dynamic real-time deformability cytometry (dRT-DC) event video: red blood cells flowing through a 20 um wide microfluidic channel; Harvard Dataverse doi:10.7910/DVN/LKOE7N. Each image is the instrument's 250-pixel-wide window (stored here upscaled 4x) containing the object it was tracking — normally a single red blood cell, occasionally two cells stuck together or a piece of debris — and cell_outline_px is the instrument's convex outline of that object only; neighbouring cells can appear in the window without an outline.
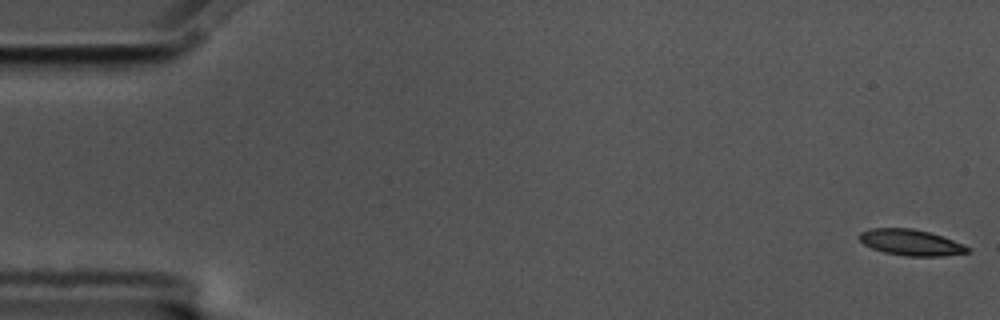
{"species": "common noctule bat (a hibernating species)", "species_latin": "Nyctalus noctula", "temperature_condition": "cold", "stored_images_in_passage": 17, "camera_frame_rate_fps": 3000, "um_per_image_px": 0.085, "animal": {"sex": "male", "body_mass_g": 17.5, "forearm_length_mm": 52.3}, "frame": {"image": 1, "passage_image": 1, "time_ms": 0.0, "image_size_px": [1000, 320], "cell_outline_px": [[972, 252], [944, 256], [904, 256], [884, 252], [872, 248], [864, 244], [856, 236], [860, 232], [872, 228], [912, 228], [928, 232], [964, 244], [972, 248]], "centroid_in_image_um": [77.44, 20.62], "position_along_channel_um": 7.6, "area_um2": 16.53}}
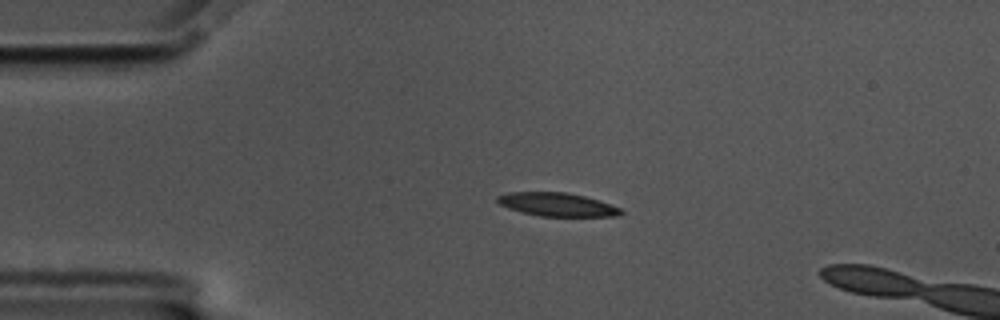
{"frame": {"image": 2, "passage_image": 13, "time_ms": 4.0, "image_size_px": [1000, 320], "cell_outline_px": [[624, 212], [620, 216], [540, 216], [520, 212], [508, 208], [500, 204], [496, 200], [496, 196], [508, 192], [568, 192], [600, 200], [620, 208]], "centroid_in_image_um": [47.35, 17.38], "position_along_channel_um": 37.6, "area_um2": 16.99}}